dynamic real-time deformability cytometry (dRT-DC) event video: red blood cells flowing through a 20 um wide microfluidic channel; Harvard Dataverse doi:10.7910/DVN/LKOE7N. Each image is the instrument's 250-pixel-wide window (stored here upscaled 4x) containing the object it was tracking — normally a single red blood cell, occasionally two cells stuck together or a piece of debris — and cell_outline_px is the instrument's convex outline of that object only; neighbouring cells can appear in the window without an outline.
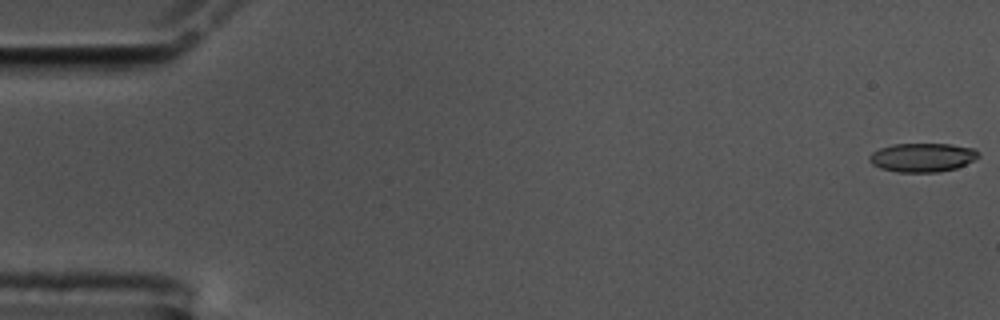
{"species": "common noctule bat (a hibernating species)", "species_latin": "Nyctalus noctula", "temperature_condition": "cold", "stored_images_in_passage": 58, "camera_frame_rate_fps": 3000, "um_per_image_px": 0.085, "animal": {"sex": "male", "body_mass_g": 17.5, "forearm_length_mm": 52.3}, "frame": {"image": 1, "passage_image": 1, "time_ms": 0.0, "image_size_px": [1000, 320], "cell_outline_px": [[980, 156], [976, 160], [956, 168], [940, 172], [896, 172], [880, 168], [872, 164], [868, 160], [868, 156], [872, 152], [880, 148], [892, 144], [948, 144], [972, 148], [980, 152]], "centroid_in_image_um": [78.4, 13.39], "position_along_channel_um": 6.6, "area_um2": 18.5}}
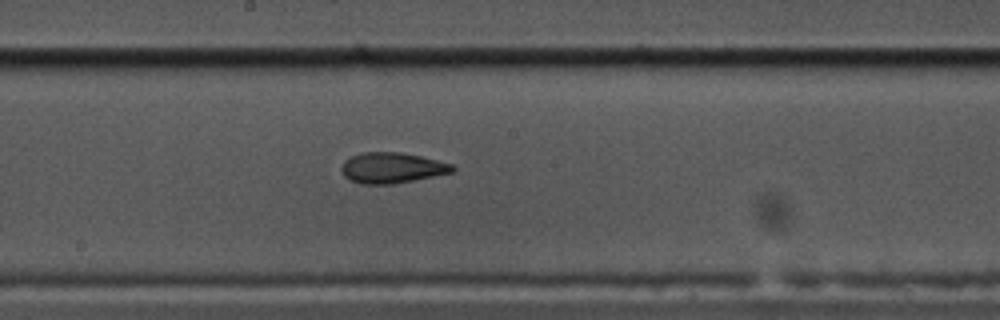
{"frame": {"image": 2, "passage_image": 31, "time_ms": 10.0, "image_size_px": [1000, 320], "cell_outline_px": [[456, 168], [452, 172], [392, 184], [360, 184], [344, 176], [340, 168], [344, 160], [360, 152], [400, 152], [420, 156], [452, 164]], "centroid_in_image_um": [33.27, 14.26], "position_along_channel_um": 214.9, "area_um2": 19.65}}
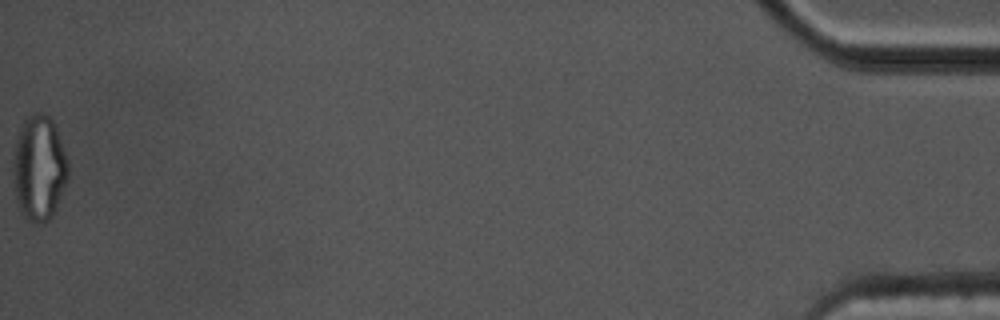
{"frame": {"image": 3, "passage_image": 58, "time_ms": 19.0, "image_size_px": [1000, 320], "cell_outline_px": [[68, 180], [56, 208], [52, 216], [44, 224], [36, 224], [28, 220], [20, 212], [16, 200], [12, 172], [12, 160], [16, 140], [20, 128], [24, 120], [32, 112], [40, 112], [48, 116], [56, 124], [68, 156]], "centroid_in_image_um": [3.33, 14.28], "position_along_channel_um": 431.9, "area_um2": 34.62}, "authors_computed_cell_mechanics": {"area_um2": 19.7098, "velocity_mm_per_s": 3.5222, "shape_relaxation_time_tau1_ms": 6.1745, "shape_relaxation_time_tau2_ms": 2.5059, "deformation_change_tau1": 0.1975, "deformation_change_tau2": 0.1081}}